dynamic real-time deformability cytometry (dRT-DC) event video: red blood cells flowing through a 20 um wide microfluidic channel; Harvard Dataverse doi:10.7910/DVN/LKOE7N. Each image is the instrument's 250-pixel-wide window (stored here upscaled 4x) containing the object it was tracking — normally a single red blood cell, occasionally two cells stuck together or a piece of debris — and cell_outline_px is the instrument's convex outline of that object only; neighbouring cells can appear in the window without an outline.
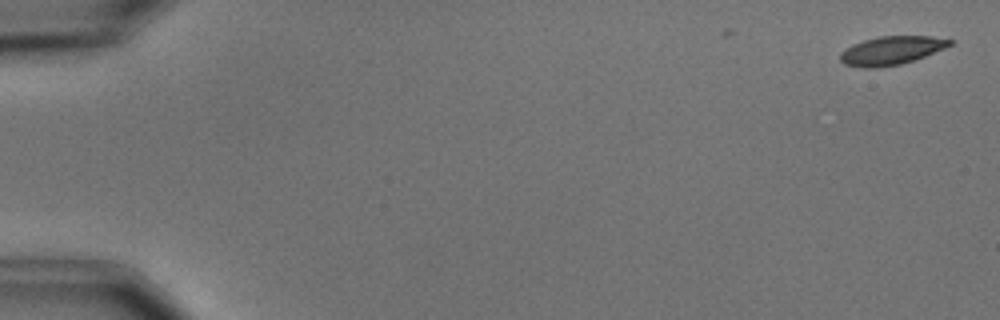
{"species": "common noctule bat (a hibernating species)", "species_latin": "Nyctalus noctula", "temperature_condition": "cold", "stored_images_in_passage": 3, "camera_frame_rate_fps": 3000, "um_per_image_px": 0.085, "animal": {"sex": "male", "body_mass_g": 15.6}, "frame": {"image": 1, "passage_image": 1, "time_ms": 0.0, "image_size_px": [1000, 320], "cell_outline_px": [[956, 40], [952, 44], [944, 48], [924, 56], [900, 64], [872, 68], [864, 68], [844, 64], [840, 60], [840, 52], [852, 44], [864, 40], [880, 36], [932, 36]], "centroid_in_image_um": [75.76, 4.28], "position_along_channel_um": 9.2, "area_um2": 18.09}}